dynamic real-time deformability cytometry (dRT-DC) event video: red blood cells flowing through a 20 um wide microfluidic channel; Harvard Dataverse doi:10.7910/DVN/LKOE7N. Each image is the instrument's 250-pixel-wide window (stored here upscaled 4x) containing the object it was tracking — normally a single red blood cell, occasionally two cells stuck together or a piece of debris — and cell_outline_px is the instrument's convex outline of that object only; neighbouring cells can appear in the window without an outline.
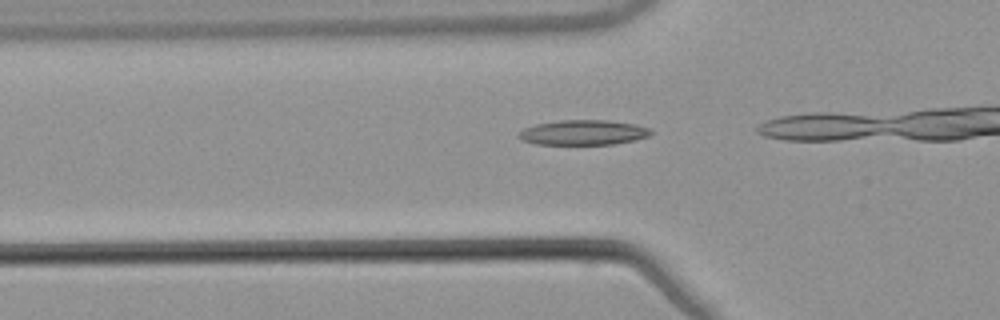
{"species": "common noctule bat (a hibernating species)", "species_latin": "Nyctalus noctula", "temperature_condition": "warm", "stored_images_in_passage": 14, "camera_frame_rate_fps": 3000, "um_per_image_px": 0.085, "animal": {"sex": "male", "body_mass_g": 21.5, "forearm_length_mm": 52.0}, "frame": {"image": 1, "passage_image": 7, "time_ms": 2.0, "image_size_px": [1000, 320], "cell_outline_px": [[652, 132], [648, 136], [636, 140], [612, 144], [536, 144], [524, 140], [516, 136], [524, 128], [536, 124], [560, 120], [608, 120], [636, 124], [648, 128]], "centroid_in_image_um": [49.58, 11.26], "position_along_channel_um": 76.2, "area_um2": 19.13}}
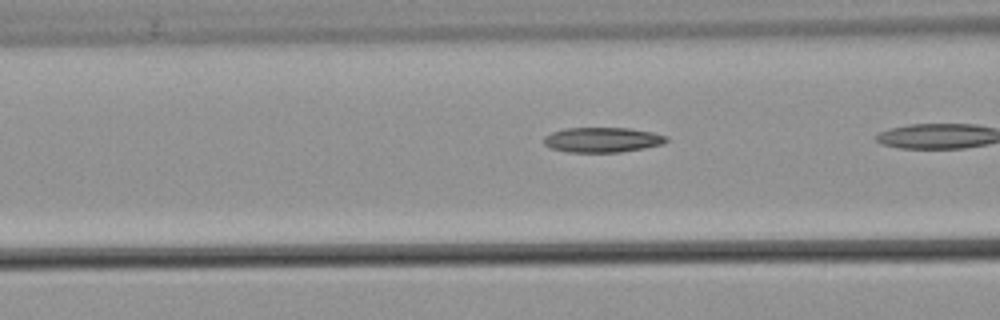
{"frame": {"image": 2, "passage_image": 10, "time_ms": 3.0, "image_size_px": [1000, 320], "cell_outline_px": [[668, 140], [664, 144], [644, 148], [620, 152], [568, 152], [552, 148], [544, 144], [544, 136], [552, 132], [564, 128], [628, 128], [652, 132], [668, 136]], "centroid_in_image_um": [51.22, 11.88], "position_along_channel_um": 115.4, "area_um2": 17.86}}